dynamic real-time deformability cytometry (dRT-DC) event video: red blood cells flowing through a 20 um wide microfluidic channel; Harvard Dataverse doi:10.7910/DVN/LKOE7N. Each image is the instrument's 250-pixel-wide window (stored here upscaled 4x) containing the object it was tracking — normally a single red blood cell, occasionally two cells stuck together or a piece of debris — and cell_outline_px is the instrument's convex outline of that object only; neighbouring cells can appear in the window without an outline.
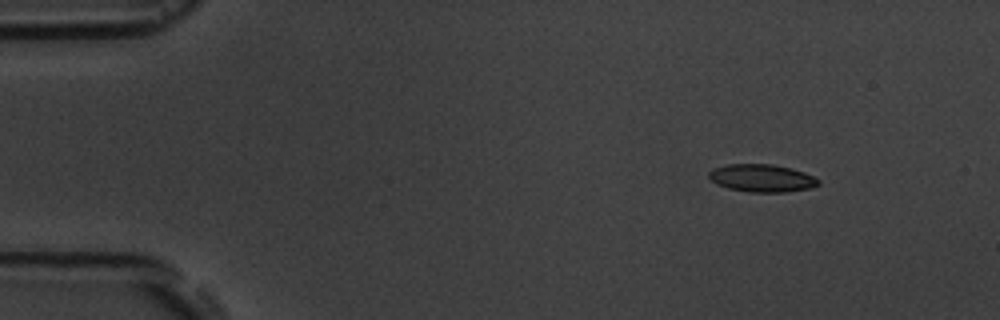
{"species": "common noctule bat (a hibernating species)", "species_latin": "Nyctalus noctula", "temperature_condition": "room temperature", "stored_images_in_passage": 4, "camera_frame_rate_fps": 3000, "um_per_image_px": 0.085, "animal": {"sex": "male", "body_mass_g": 19.5, "forearm_length_mm": 54.6}, "frame": {"image": 1, "passage_image": 1, "time_ms": 0.0, "image_size_px": [1000, 320], "cell_outline_px": [[820, 184], [812, 188], [784, 192], [748, 192], [728, 188], [716, 184], [708, 176], [708, 172], [712, 168], [728, 164], [772, 164], [792, 168], [804, 172], [820, 180]], "centroid_in_image_um": [64.76, 15.14], "position_along_channel_um": 20.2, "area_um2": 17.8}}
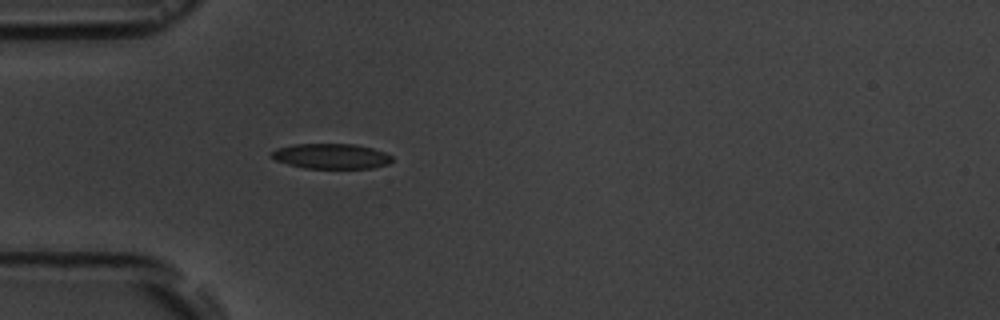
{"frame": {"image": 2, "passage_image": 4, "time_ms": 3.333, "image_size_px": [1000, 320], "cell_outline_px": [[392, 160], [388, 164], [372, 168], [304, 168], [288, 164], [276, 160], [268, 156], [276, 148], [292, 144], [356, 144], [372, 148], [384, 152], [392, 156]], "centroid_in_image_um": [28.13, 13.27], "position_along_channel_um": 56.9, "area_um2": 17.74}}